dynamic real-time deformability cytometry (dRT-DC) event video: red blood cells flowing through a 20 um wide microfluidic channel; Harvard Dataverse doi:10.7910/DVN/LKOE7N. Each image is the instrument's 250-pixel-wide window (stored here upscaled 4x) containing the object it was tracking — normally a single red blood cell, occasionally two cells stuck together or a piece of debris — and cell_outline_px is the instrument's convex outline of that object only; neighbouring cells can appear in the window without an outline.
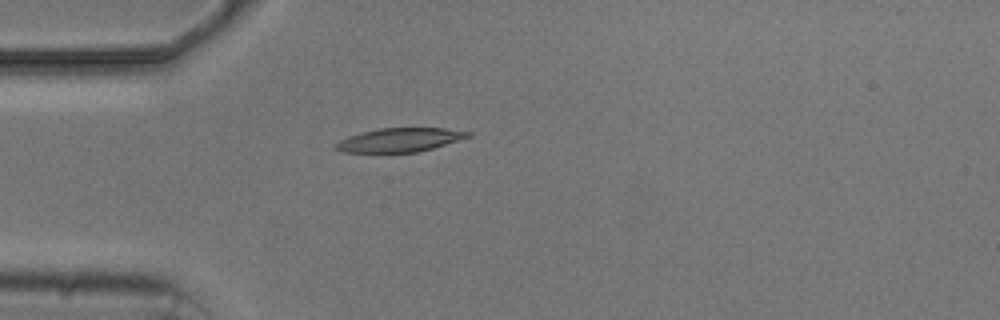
{"species": "common noctule bat (a hibernating species)", "species_latin": "Nyctalus noctula", "temperature_condition": "cold", "stored_images_in_passage": 1, "camera_frame_rate_fps": 3000, "um_per_image_px": 0.085, "animal": {"sex": "male", "body_mass_g": 20.5, "forearm_length_mm": 52.5}, "frame": {"image": 1, "passage_image": 1, "time_ms": 0.0, "image_size_px": [1000, 320], "cell_outline_px": [[472, 136], [432, 148], [416, 152], [344, 152], [332, 148], [332, 144], [348, 136], [380, 128], [444, 128], [472, 132]], "centroid_in_image_um": [33.95, 11.89], "position_along_channel_um": 51.1, "area_um2": 18.26}}